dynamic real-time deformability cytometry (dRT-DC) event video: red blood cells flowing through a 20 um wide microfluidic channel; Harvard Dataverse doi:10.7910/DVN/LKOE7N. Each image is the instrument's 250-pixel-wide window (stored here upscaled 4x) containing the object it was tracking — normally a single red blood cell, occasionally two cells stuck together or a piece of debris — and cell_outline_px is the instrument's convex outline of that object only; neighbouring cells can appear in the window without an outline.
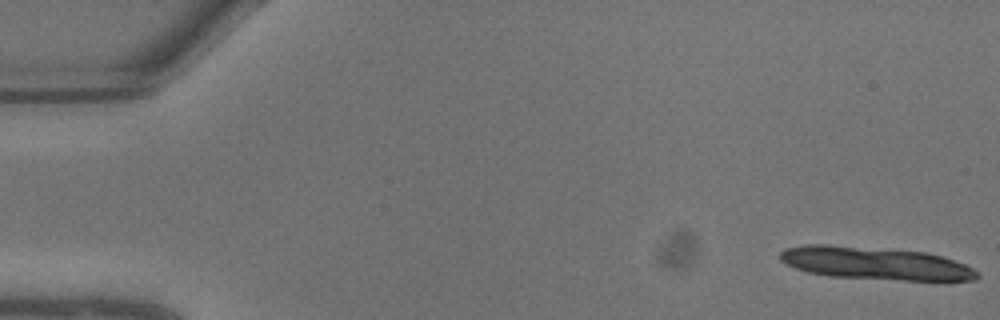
{"species": "common noctule bat (a hibernating species)", "species_latin": "Nyctalus noctula", "temperature_condition": "warm", "stored_images_in_passage": 9, "camera_frame_rate_fps": 3000, "um_per_image_px": 0.085, "animal": {"sex": "male", "body_mass_g": 13.3}, "frame": {"image": 1, "passage_image": 1, "time_ms": 0.0, "image_size_px": [1000, 320], "cell_outline_px": [[980, 276], [976, 280], [904, 280], [828, 276], [808, 272], [784, 264], [780, 260], [780, 252], [784, 248], [804, 244], [828, 244], [924, 252], [944, 256], [964, 264], [980, 272]], "centroid_in_image_um": [74.37, 22.37], "position_along_channel_um": 10.6, "area_um2": 37.63}}